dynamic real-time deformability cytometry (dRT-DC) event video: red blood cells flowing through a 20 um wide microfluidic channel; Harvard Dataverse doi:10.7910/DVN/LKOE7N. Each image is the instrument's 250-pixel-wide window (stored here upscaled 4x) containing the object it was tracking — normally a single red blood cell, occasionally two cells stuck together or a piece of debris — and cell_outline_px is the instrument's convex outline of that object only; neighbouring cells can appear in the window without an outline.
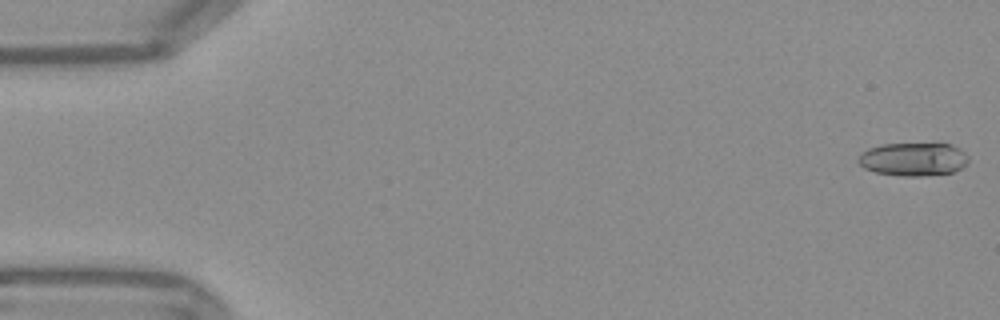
{"species": "Egyptian fruit bat (a non-hibernating species)", "species_latin": "Rousettus aegyptiacus", "temperature_condition": "warm", "stored_images_in_passage": 12, "camera_frame_rate_fps": 3000, "um_per_image_px": 0.085, "frame": {"image": 1, "passage_image": 1, "time_ms": 0.0, "image_size_px": [1000, 320], "cell_outline_px": [[968, 164], [952, 172], [920, 176], [904, 176], [876, 172], [864, 168], [856, 160], [860, 152], [868, 148], [880, 144], [936, 140], [952, 144], [960, 148], [968, 156]], "centroid_in_image_um": [77.65, 13.46], "position_along_channel_um": 7.4, "area_um2": 22.48}}